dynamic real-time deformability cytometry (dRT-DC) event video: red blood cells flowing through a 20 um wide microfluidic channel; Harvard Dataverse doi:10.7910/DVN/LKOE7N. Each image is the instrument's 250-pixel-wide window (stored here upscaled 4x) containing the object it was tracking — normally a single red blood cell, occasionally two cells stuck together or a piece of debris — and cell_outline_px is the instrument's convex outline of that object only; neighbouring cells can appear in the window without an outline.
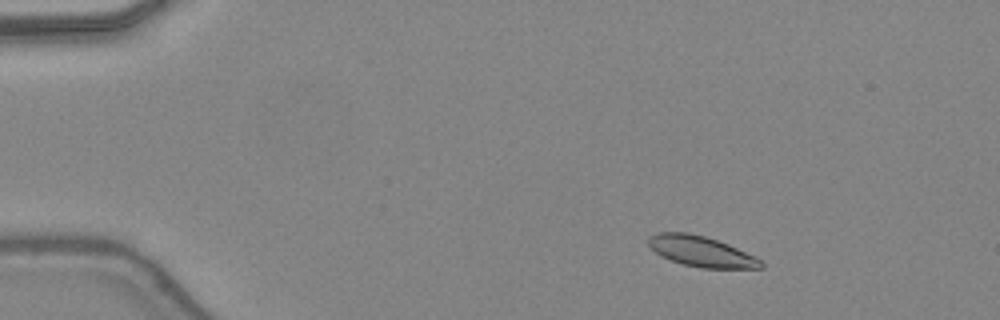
{"species": "common noctule bat (a hibernating species)", "species_latin": "Nyctalus noctula", "temperature_condition": "warm", "stored_images_in_passage": 41, "camera_frame_rate_fps": 3000, "um_per_image_px": 0.085, "animal": {"sex": "female", "body_mass_g": 24.6, "forearm_length_mm": 56.2}, "frame": {"image": 1, "passage_image": 1, "time_ms": 0.0, "image_size_px": [1000, 320], "cell_outline_px": [[764, 268], [700, 268], [684, 264], [660, 256], [648, 244], [648, 236], [656, 232], [688, 232], [704, 236], [728, 244], [756, 256], [764, 260]], "centroid_in_image_um": [59.63, 21.37], "position_along_channel_um": 25.4, "area_um2": 20.11}}
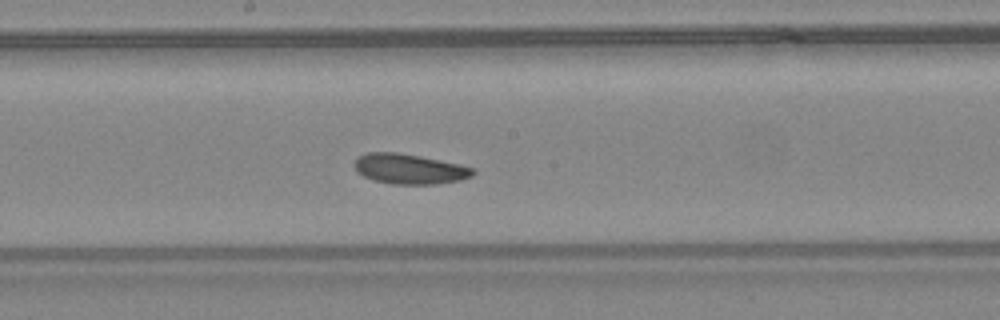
{"frame": {"image": 2, "passage_image": 20, "time_ms": 6.333, "image_size_px": [1000, 320], "cell_outline_px": [[476, 172], [472, 176], [460, 180], [436, 184], [392, 184], [372, 180], [356, 172], [352, 164], [356, 156], [364, 152], [396, 152], [420, 156], [460, 164], [472, 168]], "centroid_in_image_um": [34.73, 14.35], "position_along_channel_um": 213.5, "area_um2": 21.1}}
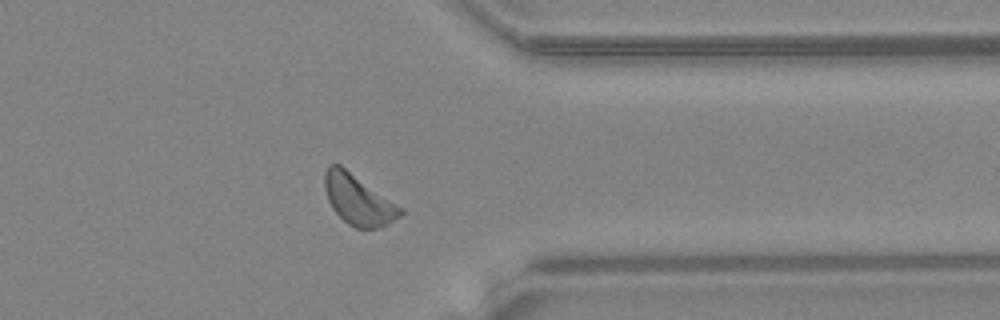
{"frame": {"image": 3, "passage_image": 32, "time_ms": 10.333, "image_size_px": [1000, 320], "cell_outline_px": [[404, 212], [400, 216], [376, 228], [356, 228], [348, 224], [332, 208], [328, 200], [324, 188], [324, 172], [328, 164], [340, 164], [404, 208]], "centroid_in_image_um": [30.43, 16.94], "position_along_channel_um": 381.0, "area_um2": 22.08}, "authors_computed_cell_mechanics": {"area_um2": 20.8658, "velocity_mm_per_s": 4.3585, "shape_relaxation_time_tau1_ms": 2.4769, "shape_relaxation_time_tau2_ms": null, "deformation_change_tau1": 0.0588, "deformation_change_tau2": null}}